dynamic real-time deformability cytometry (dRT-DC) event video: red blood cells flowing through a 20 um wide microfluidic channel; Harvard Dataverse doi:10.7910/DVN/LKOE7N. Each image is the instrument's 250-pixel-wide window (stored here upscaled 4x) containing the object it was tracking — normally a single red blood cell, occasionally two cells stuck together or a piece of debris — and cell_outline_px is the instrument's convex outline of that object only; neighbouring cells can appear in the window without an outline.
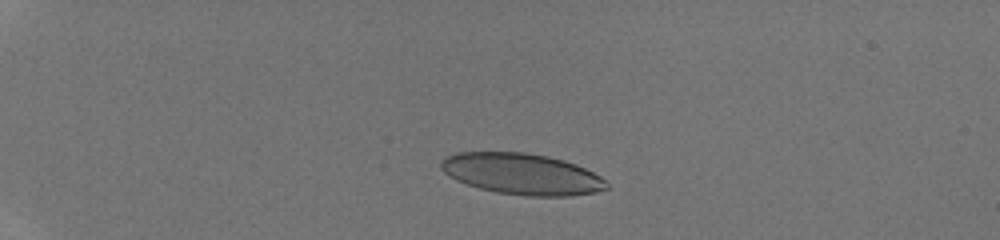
{"species": "human", "species_latin": "Homo sapiens", "temperature_condition": "room temperature", "stored_images_in_passage": 6, "camera_frame_rate_fps": 3000, "um_per_image_px": 0.085, "donor": {"sex": "male"}, "frame": {"image": 1, "passage_image": 2, "time_ms": 0.333, "image_size_px": [1000, 240], "cell_outline_px": [[596, 188], [588, 192], [512, 192], [476, 152], [504, 152], [536, 156], [556, 160], [580, 168], [596, 176]], "centroid_in_image_um": [45.73, 14.76], "position_along_channel_um": 39.3, "area_um2": 23.64}}